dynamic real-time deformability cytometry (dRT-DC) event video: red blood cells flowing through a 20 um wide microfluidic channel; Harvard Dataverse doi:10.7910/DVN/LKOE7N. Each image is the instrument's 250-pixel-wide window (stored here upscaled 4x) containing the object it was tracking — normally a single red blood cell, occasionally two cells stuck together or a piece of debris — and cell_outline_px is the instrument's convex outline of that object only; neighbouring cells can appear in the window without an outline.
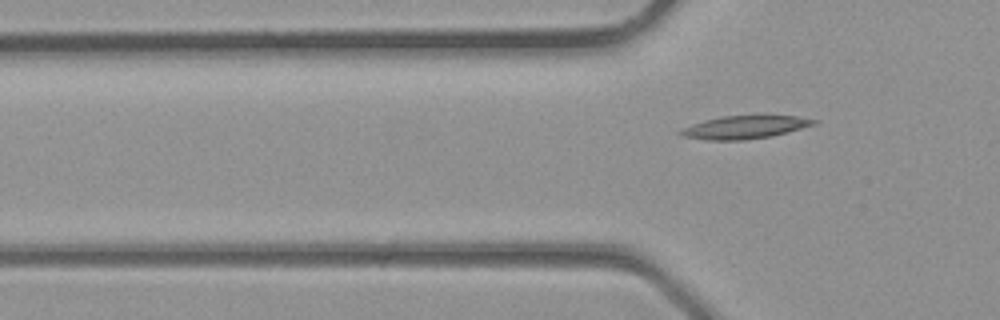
{"species": "common noctule bat (a hibernating species)", "species_latin": "Nyctalus noctula", "temperature_condition": "room temperature", "stored_images_in_passage": 5, "camera_frame_rate_fps": 3000, "um_per_image_px": 0.085, "animal": {"sex": "male", "body_mass_g": 23.1, "forearm_length_mm": 52.7}, "frame": {"image": 1, "passage_image": 5, "time_ms": 1.333, "image_size_px": [1000, 320], "cell_outline_px": [[820, 120], [816, 124], [772, 136], [744, 140], [708, 140], [684, 136], [676, 132], [692, 124], [720, 116], [796, 116]], "centroid_in_image_um": [63.32, 10.81], "position_along_channel_um": 62.5, "area_um2": 17.63}}